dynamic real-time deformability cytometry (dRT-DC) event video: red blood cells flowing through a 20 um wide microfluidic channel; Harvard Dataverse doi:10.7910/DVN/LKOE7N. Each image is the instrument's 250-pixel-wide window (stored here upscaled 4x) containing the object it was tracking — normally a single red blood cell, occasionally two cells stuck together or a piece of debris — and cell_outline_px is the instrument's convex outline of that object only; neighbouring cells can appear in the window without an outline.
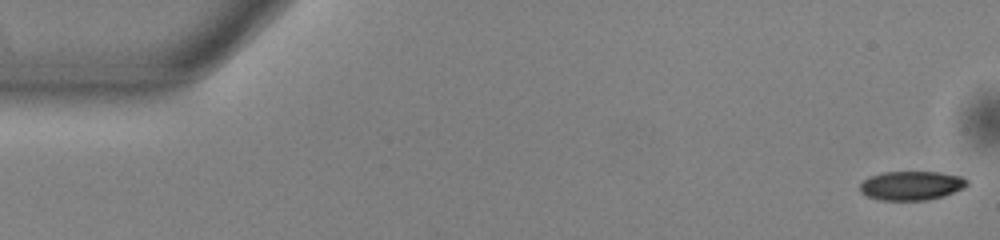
{"species": "common noctule bat (a hibernating species)", "species_latin": "Nyctalus noctula", "temperature_condition": "warm", "stored_images_in_passage": 53, "camera_frame_rate_fps": 3000, "um_per_image_px": 0.085, "animal": {"sex": "male", "body_mass_g": 13.0, "forearm_length_mm": 53.1}, "frame": {"image": 1, "passage_image": 1, "time_ms": 0.0, "image_size_px": [1000, 240], "cell_outline_px": [[968, 184], [964, 188], [940, 196], [924, 200], [880, 200], [868, 196], [860, 192], [860, 184], [868, 176], [880, 172], [940, 172], [960, 176], [968, 180]], "centroid_in_image_um": [77.43, 15.76], "position_along_channel_um": 7.6, "area_um2": 18.03}}
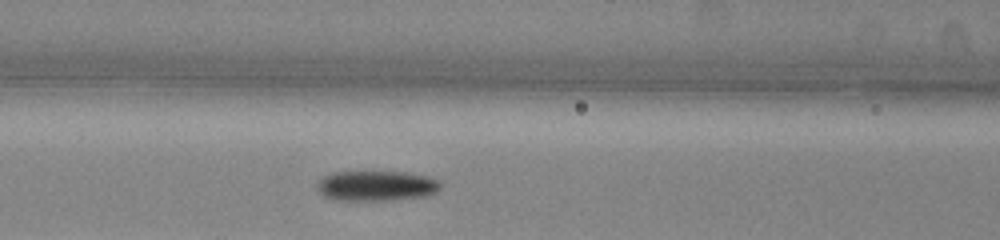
{"frame": {"image": 2, "passage_image": 22, "time_ms": 7.0, "image_size_px": [1000, 240], "cell_outline_px": [[440, 188], [436, 192], [424, 196], [392, 200], [332, 200], [324, 196], [316, 188], [316, 184], [324, 176], [332, 172], [404, 172], [428, 176], [436, 180], [440, 184]], "centroid_in_image_um": [31.95, 15.8], "position_along_channel_um": 134.6, "area_um2": 21.68}}
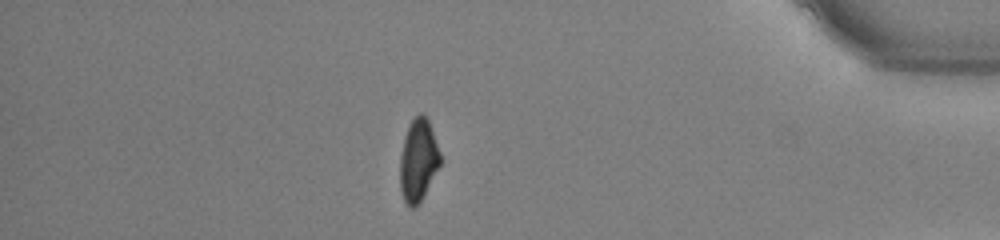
{"frame": {"image": 3, "passage_image": 46, "time_ms": 15.0, "image_size_px": [1000, 240], "cell_outline_px": [[440, 164], [420, 200], [412, 208], [404, 200], [400, 188], [400, 156], [404, 136], [408, 124], [420, 112], [428, 120], [440, 152]], "centroid_in_image_um": [35.52, 13.57], "position_along_channel_um": 399.7, "area_um2": 18.79}, "authors_computed_cell_mechanics": {"area_um2": 19.9988, "velocity_mm_per_s": 3.8376, "shape_relaxation_time_tau1_ms": 3.094, "shape_relaxation_time_tau2_ms": null, "deformation_change_tau1": 0.1188, "deformation_change_tau2": null}}